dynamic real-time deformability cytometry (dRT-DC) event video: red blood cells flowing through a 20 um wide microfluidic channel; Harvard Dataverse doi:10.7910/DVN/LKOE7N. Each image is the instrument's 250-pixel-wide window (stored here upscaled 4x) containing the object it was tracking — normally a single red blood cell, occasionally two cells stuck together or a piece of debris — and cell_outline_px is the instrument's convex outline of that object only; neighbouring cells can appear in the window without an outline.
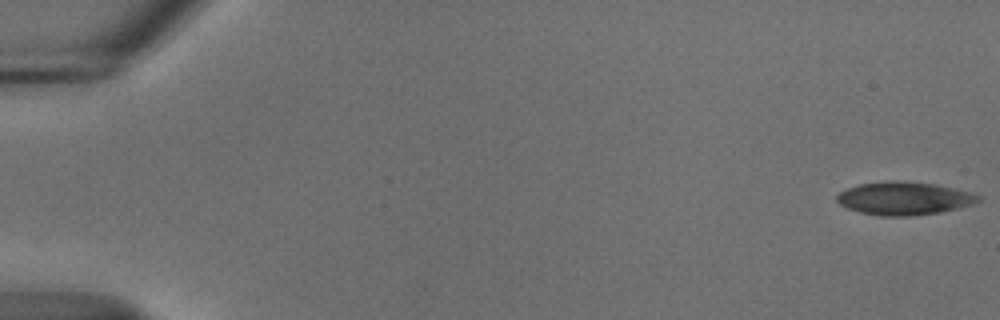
{"species": "common noctule bat (a hibernating species)", "species_latin": "Nyctalus noctula", "temperature_condition": "cold", "stored_images_in_passage": 16, "camera_frame_rate_fps": 3000, "um_per_image_px": 0.085, "animal": {"sex": "male", "body_mass_g": 18.8}, "frame": {"image": 1, "passage_image": 1, "time_ms": 0.0, "image_size_px": [1000, 320], "cell_outline_px": [[980, 200], [972, 204], [940, 212], [908, 216], [880, 216], [860, 212], [848, 208], [840, 204], [836, 200], [836, 196], [840, 192], [848, 188], [860, 184], [892, 180], [896, 180], [936, 184], [972, 192], [980, 196]], "centroid_in_image_um": [76.84, 16.86], "position_along_channel_um": 8.2, "area_um2": 27.11}}
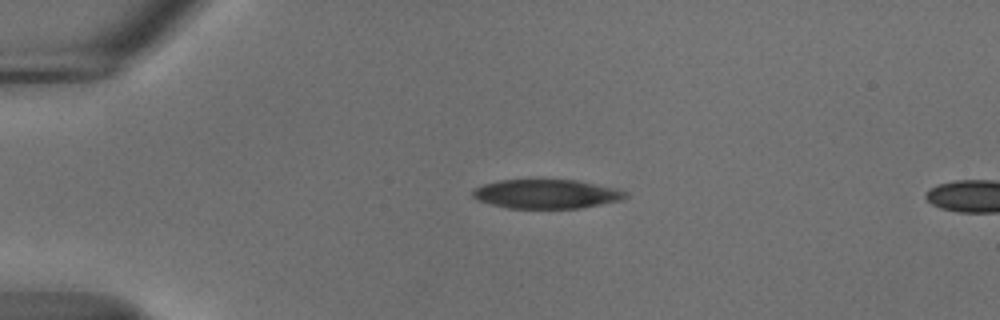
{"frame": {"image": 2, "passage_image": 13, "time_ms": 4.0, "image_size_px": [1000, 320], "cell_outline_px": [[628, 196], [620, 200], [580, 208], [508, 208], [476, 200], [472, 196], [472, 192], [476, 188], [484, 184], [500, 180], [576, 180], [620, 188], [628, 192]], "centroid_in_image_um": [46.49, 16.48], "position_along_channel_um": 38.5, "area_um2": 25.89}}